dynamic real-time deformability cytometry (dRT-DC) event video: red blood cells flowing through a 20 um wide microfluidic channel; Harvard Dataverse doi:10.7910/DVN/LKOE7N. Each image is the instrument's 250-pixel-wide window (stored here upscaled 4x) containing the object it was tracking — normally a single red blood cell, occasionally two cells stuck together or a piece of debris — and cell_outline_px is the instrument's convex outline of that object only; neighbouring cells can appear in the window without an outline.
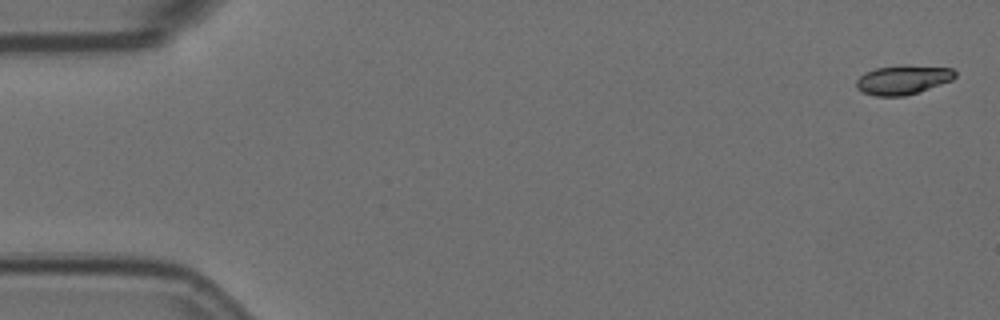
{"species": "Egyptian fruit bat (a non-hibernating species)", "species_latin": "Rousettus aegyptiacus", "temperature_condition": "room temperature", "stored_images_in_passage": 15, "camera_frame_rate_fps": 3000, "um_per_image_px": 0.085, "animal": {"sex": "female"}, "frame": {"image": 1, "passage_image": 1, "time_ms": 0.0, "image_size_px": [1000, 320], "cell_outline_px": [[956, 76], [952, 80], [904, 96], [876, 96], [860, 92], [856, 88], [856, 80], [864, 72], [876, 68], [904, 64], [952, 68], [956, 72]], "centroid_in_image_um": [76.71, 6.76], "position_along_channel_um": 8.3, "area_um2": 16.94}}
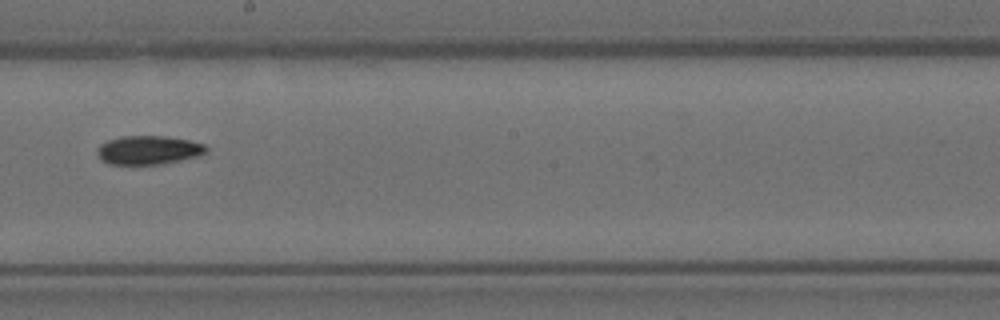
{"frame": {"image": 2, "passage_image": 9, "time_ms": 2.667, "image_size_px": [1000, 320], "cell_outline_px": [[208, 152], [200, 156], [164, 164], [108, 164], [100, 160], [96, 152], [96, 148], [100, 144], [108, 140], [120, 136], [164, 136], [188, 140], [204, 144], [208, 148]], "centroid_in_image_um": [12.62, 12.76], "position_along_channel_um": 235.6, "area_um2": 18.55}}
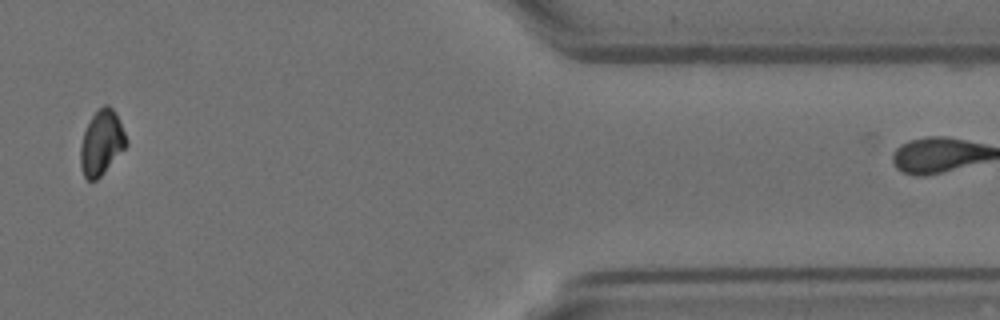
{"frame": {"image": 3, "passage_image": 14, "time_ms": 4.333, "image_size_px": [1000, 320], "cell_outline_px": [[128, 144], [104, 172], [96, 180], [88, 180], [84, 176], [80, 164], [80, 144], [84, 132], [92, 116], [104, 104], [108, 104], [112, 108], [128, 140]], "centroid_in_image_um": [8.62, 12.14], "position_along_channel_um": 402.8, "area_um2": 16.94}}